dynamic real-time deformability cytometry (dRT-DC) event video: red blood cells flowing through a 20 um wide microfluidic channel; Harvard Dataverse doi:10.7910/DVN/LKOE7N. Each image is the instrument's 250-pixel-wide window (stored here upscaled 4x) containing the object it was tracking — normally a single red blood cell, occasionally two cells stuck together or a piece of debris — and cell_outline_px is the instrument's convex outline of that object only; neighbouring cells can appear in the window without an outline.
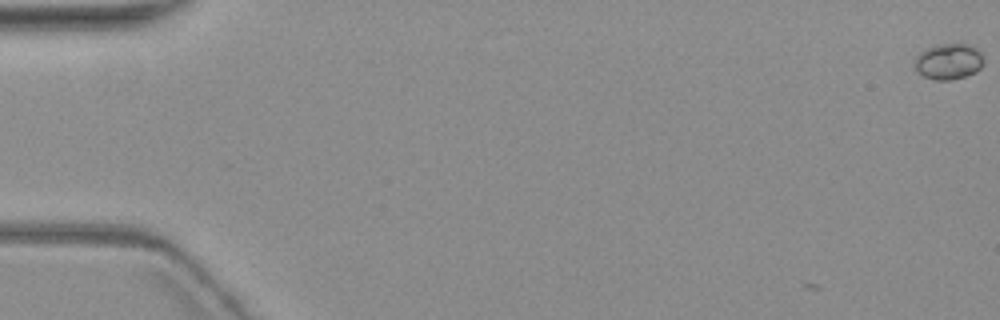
{"species": "common noctule bat (a hibernating species)", "species_latin": "Nyctalus noctula", "temperature_condition": "warm", "stored_images_in_passage": 3, "camera_frame_rate_fps": 3000, "um_per_image_px": 0.085, "animal": {"sex": "female", "body_mass_g": 19.3, "forearm_length_mm": 54.1}, "frame": {"image": 1, "passage_image": 1, "time_ms": 0.0, "image_size_px": [1000, 320], "cell_outline_px": [[984, 60], [980, 68], [976, 72], [952, 80], [936, 80], [924, 76], [916, 72], [916, 56], [920, 52], [928, 48], [940, 44], [968, 44], [980, 48]], "centroid_in_image_um": [80.67, 5.22], "position_along_channel_um": 4.3, "area_um2": 14.45}}